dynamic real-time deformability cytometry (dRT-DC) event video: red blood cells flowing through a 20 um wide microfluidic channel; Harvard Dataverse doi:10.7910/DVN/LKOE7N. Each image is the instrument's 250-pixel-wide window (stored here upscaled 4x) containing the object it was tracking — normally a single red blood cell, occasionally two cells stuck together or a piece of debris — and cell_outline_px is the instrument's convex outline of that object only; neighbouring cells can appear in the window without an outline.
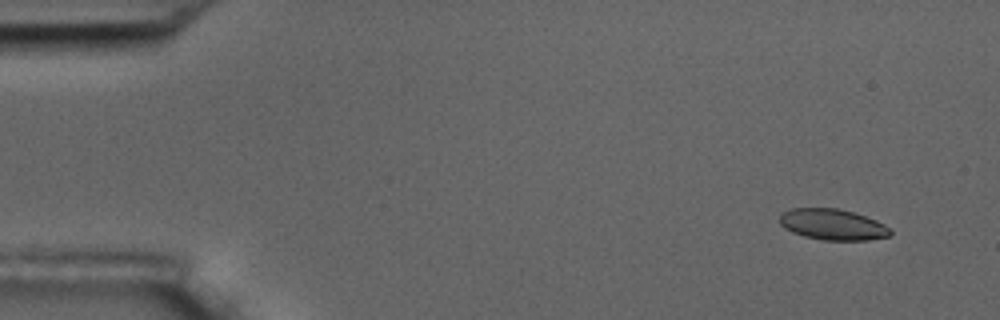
{"species": "common noctule bat (a hibernating species)", "species_latin": "Nyctalus noctula", "temperature_condition": "room temperature", "stored_images_in_passage": 6, "camera_frame_rate_fps": 3000, "um_per_image_px": 0.085, "animal": {"sex": "male", "body_mass_g": 17.5, "forearm_length_mm": 52.3}, "frame": {"image": 1, "passage_image": 2, "time_ms": 1.333, "image_size_px": [1000, 320], "cell_outline_px": [[892, 232], [888, 236], [868, 240], [824, 240], [804, 236], [792, 232], [784, 228], [780, 224], [780, 216], [784, 212], [792, 208], [836, 208], [852, 212], [876, 220], [884, 224]], "centroid_in_image_um": [70.76, 19.08], "position_along_channel_um": 14.2, "area_um2": 19.77}}
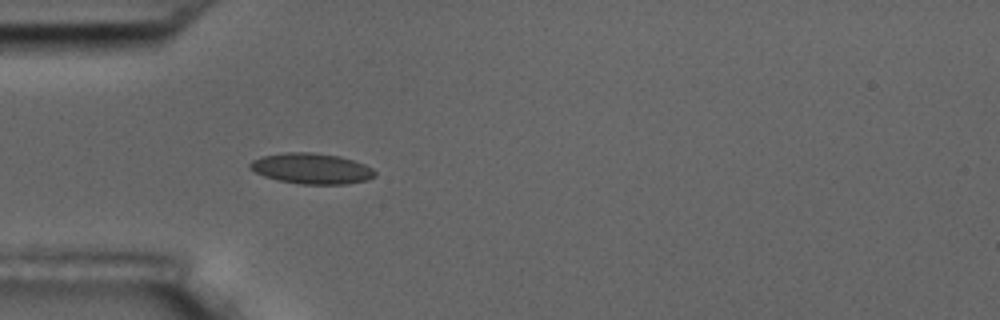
{"frame": {"image": 2, "passage_image": 6, "time_ms": 5.667, "image_size_px": [1000, 320], "cell_outline_px": [[376, 176], [368, 180], [348, 184], [300, 184], [280, 180], [264, 176], [248, 168], [248, 164], [252, 160], [264, 156], [288, 152], [312, 152], [340, 156], [364, 164], [372, 168], [376, 172]], "centroid_in_image_um": [26.51, 14.33], "position_along_channel_um": 58.5, "area_um2": 22.31}}